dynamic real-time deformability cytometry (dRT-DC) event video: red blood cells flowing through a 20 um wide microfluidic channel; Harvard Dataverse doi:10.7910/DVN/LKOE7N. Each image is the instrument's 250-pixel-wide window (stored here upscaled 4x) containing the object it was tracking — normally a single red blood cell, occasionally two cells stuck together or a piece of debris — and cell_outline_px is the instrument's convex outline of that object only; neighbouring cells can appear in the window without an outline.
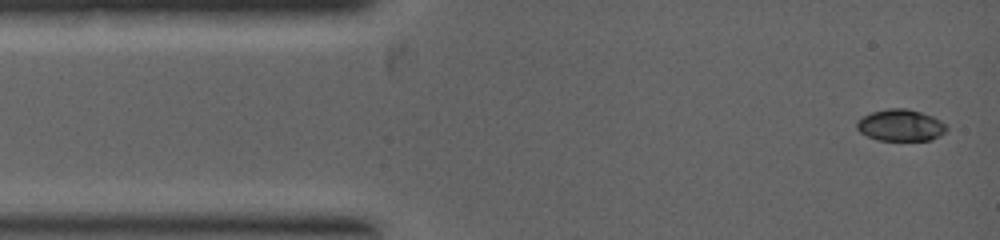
{"species": "common noctule bat (a hibernating species)", "species_latin": "Nyctalus noctula", "temperature_condition": "warm", "stored_images_in_passage": 6, "camera_frame_rate_fps": 5000, "um_per_image_px": 0.085, "animal": {"sex": "female", "body_mass_g": 19.0, "forearm_length_mm": 53.3}, "frame": {"image": 1, "passage_image": 1, "time_ms": 0.0, "image_size_px": [1000, 240], "cell_outline_px": [[948, 128], [940, 136], [932, 140], [876, 140], [860, 132], [856, 128], [856, 124], [864, 116], [872, 112], [888, 108], [908, 108], [932, 116], [948, 124]], "centroid_in_image_um": [76.59, 10.65], "position_along_channel_um": 8.4, "area_um2": 16.59}}
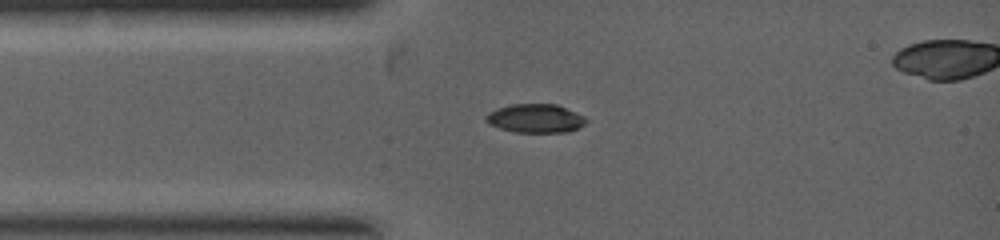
{"frame": {"image": 2, "passage_image": 4, "time_ms": 1.4, "image_size_px": [1000, 240], "cell_outline_px": [[588, 120], [584, 124], [568, 132], [516, 132], [500, 128], [488, 124], [484, 120], [484, 116], [488, 112], [496, 108], [512, 104], [556, 104], [584, 116]], "centroid_in_image_um": [45.46, 10.06], "position_along_channel_um": 39.5, "area_um2": 16.76}}
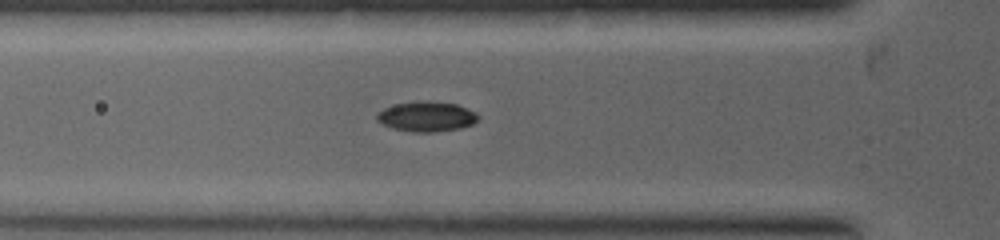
{"frame": {"image": 3, "passage_image": 6, "time_ms": 2.2, "image_size_px": [1000, 240], "cell_outline_px": [[480, 120], [472, 124], [460, 128], [432, 132], [412, 132], [392, 128], [376, 120], [376, 112], [384, 108], [396, 104], [416, 100], [428, 100], [456, 104], [468, 108], [476, 112], [480, 116]], "centroid_in_image_um": [36.27, 9.89], "position_along_channel_um": 89.5, "area_um2": 18.03}}